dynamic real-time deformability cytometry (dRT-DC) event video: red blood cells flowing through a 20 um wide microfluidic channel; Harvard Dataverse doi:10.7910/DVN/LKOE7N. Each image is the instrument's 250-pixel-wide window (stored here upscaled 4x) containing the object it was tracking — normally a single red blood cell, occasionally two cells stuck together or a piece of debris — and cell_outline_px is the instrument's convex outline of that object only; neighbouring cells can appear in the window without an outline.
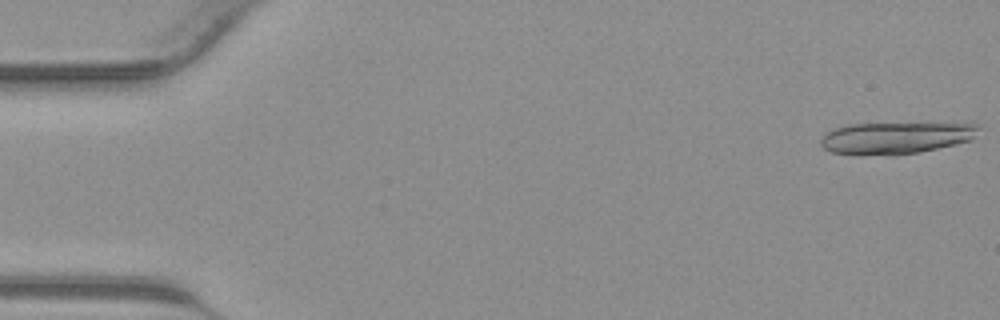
{"species": "common noctule bat (a hibernating species)", "species_latin": "Nyctalus noctula", "temperature_condition": "warm", "stored_images_in_passage": 15, "camera_frame_rate_fps": 3000, "um_per_image_px": 0.085, "animal": {"sex": "male", "body_mass_g": 23.1, "forearm_length_mm": 52.7}, "frame": {"image": 1, "passage_image": 1, "time_ms": 0.0, "image_size_px": [1000, 320], "cell_outline_px": [[980, 128], [972, 140], [936, 148], [916, 152], [892, 156], [860, 156], [832, 152], [824, 148], [820, 144], [820, 140], [832, 128], [848, 124], [972, 120]], "centroid_in_image_um": [76.25, 11.67], "position_along_channel_um": 8.8, "area_um2": 31.04}}